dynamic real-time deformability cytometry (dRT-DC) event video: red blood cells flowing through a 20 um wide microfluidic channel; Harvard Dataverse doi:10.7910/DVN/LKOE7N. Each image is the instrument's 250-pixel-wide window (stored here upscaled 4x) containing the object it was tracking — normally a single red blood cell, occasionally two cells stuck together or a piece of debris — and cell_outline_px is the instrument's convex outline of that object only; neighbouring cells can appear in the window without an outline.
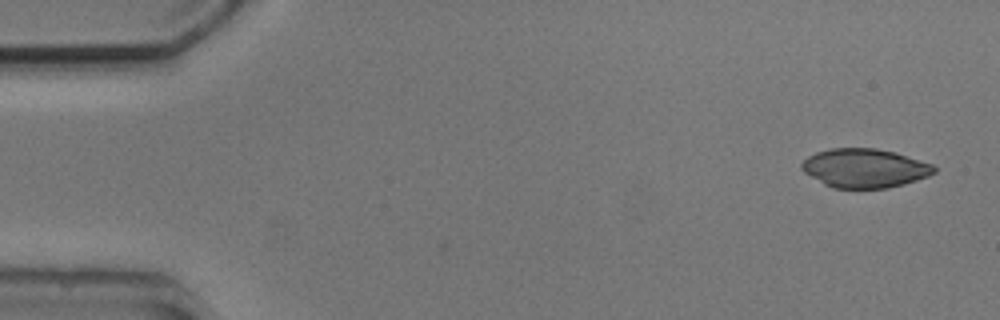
{"species": "common noctule bat (a hibernating species)", "species_latin": "Nyctalus noctula", "temperature_condition": "cold", "stored_images_in_passage": 5, "camera_frame_rate_fps": 3000, "um_per_image_px": 0.085, "animal": {"sex": "male", "body_mass_g": 20.5, "forearm_length_mm": 52.5}, "frame": {"image": 1, "passage_image": 1, "time_ms": 0.0, "image_size_px": [1000, 320], "cell_outline_px": [[936, 172], [928, 176], [904, 184], [888, 188], [832, 188], [824, 184], [804, 172], [800, 168], [800, 164], [808, 156], [816, 152], [828, 148], [876, 148], [896, 152], [932, 164], [936, 168]], "centroid_in_image_um": [73.48, 14.29], "position_along_channel_um": 11.5, "area_um2": 30.17}}